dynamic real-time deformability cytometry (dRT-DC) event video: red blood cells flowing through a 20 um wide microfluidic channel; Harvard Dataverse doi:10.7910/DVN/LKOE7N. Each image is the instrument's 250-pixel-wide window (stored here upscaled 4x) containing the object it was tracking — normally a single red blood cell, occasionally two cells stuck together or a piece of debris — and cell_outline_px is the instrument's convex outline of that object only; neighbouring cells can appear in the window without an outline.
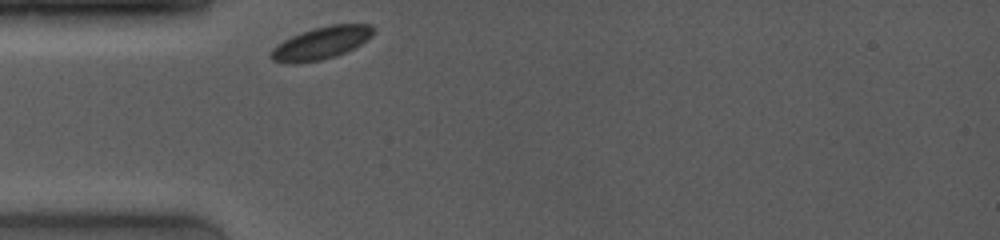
{"species": "common noctule bat (a hibernating species)", "species_latin": "Nyctalus noctula", "temperature_condition": "room temperature", "stored_images_in_passage": 31, "camera_frame_rate_fps": 4000, "um_per_image_px": 0.085, "animal": {"sex": "female", "body_mass_g": 19.0, "forearm_length_mm": 53.3}, "frame": {"image": 1, "passage_image": 1, "time_ms": 0.0, "image_size_px": [1000, 240], "cell_outline_px": [[376, 28], [372, 36], [368, 40], [344, 52], [320, 60], [296, 64], [288, 64], [272, 60], [268, 56], [272, 48], [284, 40], [300, 32], [332, 24], [368, 24]], "centroid_in_image_um": [27.27, 3.66], "position_along_channel_um": 57.7, "area_um2": 19.31}}
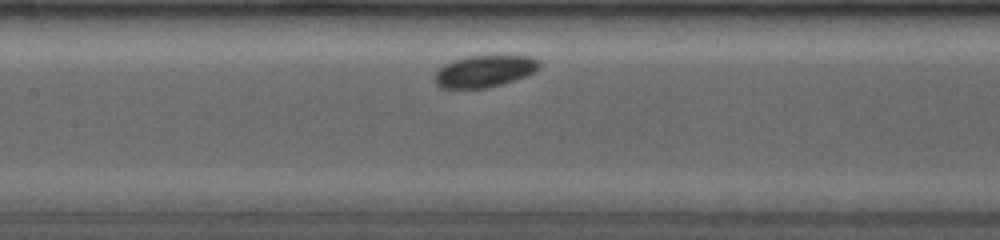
{"frame": {"image": 2, "passage_image": 13, "time_ms": 3.0, "image_size_px": [1000, 240], "cell_outline_px": [[540, 68], [536, 72], [528, 76], [516, 80], [484, 88], [440, 88], [432, 80], [432, 76], [436, 68], [452, 60], [464, 56], [532, 56], [540, 60]], "centroid_in_image_um": [41.15, 6.05], "position_along_channel_um": 166.3, "area_um2": 19.94}}
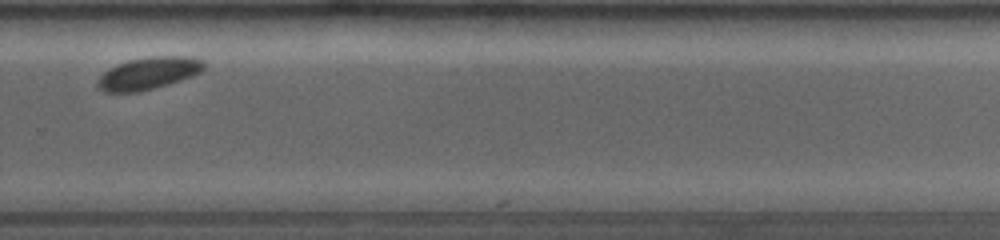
{"frame": {"image": 3, "passage_image": 29, "time_ms": 7.0, "image_size_px": [1000, 240], "cell_outline_px": [[208, 64], [200, 72], [192, 76], [168, 84], [140, 92], [104, 92], [96, 84], [100, 76], [108, 68], [116, 64], [128, 60], [152, 56], [192, 56], [204, 60]], "centroid_in_image_um": [12.65, 6.21], "position_along_channel_um": 317.1, "area_um2": 20.17}}